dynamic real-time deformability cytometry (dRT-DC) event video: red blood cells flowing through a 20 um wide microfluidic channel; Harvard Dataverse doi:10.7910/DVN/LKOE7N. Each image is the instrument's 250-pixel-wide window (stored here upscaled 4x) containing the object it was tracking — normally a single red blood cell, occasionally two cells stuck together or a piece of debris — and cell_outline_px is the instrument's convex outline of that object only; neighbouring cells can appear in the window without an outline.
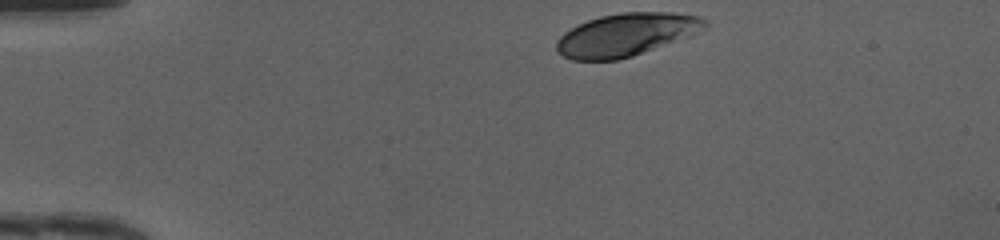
{"species": "human", "species_latin": "Homo sapiens", "temperature_condition": "cold", "stored_images_in_passage": 33, "camera_frame_rate_fps": 3000, "um_per_image_px": 0.085, "donor": {"sex": "female"}, "frame": {"image": 1, "passage_image": 1, "time_ms": 0.0, "image_size_px": [1000, 240], "cell_outline_px": [[708, 24], [700, 32], [632, 56], [616, 60], [572, 60], [556, 52], [556, 40], [564, 32], [588, 20], [600, 16], [620, 12], [672, 12], [700, 16], [708, 20]], "centroid_in_image_um": [53.23, 2.94], "position_along_channel_um": 31.8, "area_um2": 36.93}}
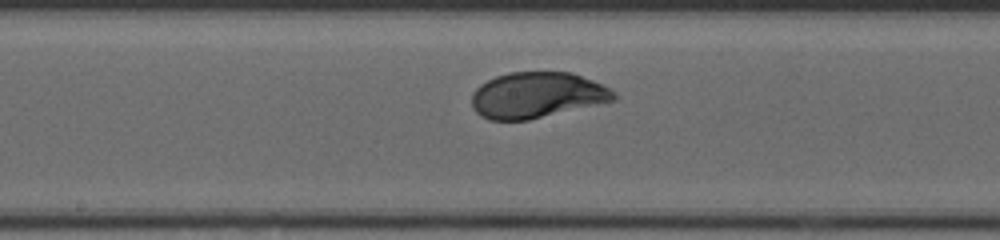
{"frame": {"image": 2, "passage_image": 18, "time_ms": 5.667, "image_size_px": [1000, 240], "cell_outline_px": [[616, 100], [528, 120], [488, 120], [480, 116], [472, 108], [472, 92], [480, 84], [496, 76], [508, 72], [572, 72], [592, 80], [616, 92]], "centroid_in_image_um": [45.61, 8.09], "position_along_channel_um": 202.6, "area_um2": 37.97}}
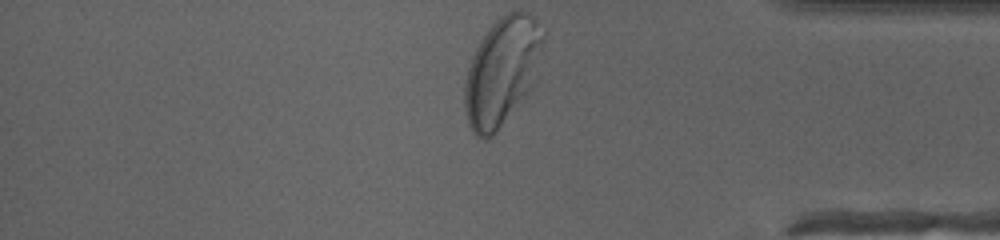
{"frame": {"image": 3, "passage_image": 33, "time_ms": 10.667, "image_size_px": [1000, 240], "cell_outline_px": [[544, 40], [536, 84], [496, 132], [488, 140], [484, 140], [476, 136], [472, 132], [468, 124], [464, 104], [464, 84], [468, 68], [472, 56], [476, 48], [488, 28], [504, 12], [532, 12], [544, 32]], "centroid_in_image_um": [42.69, 6.07], "position_along_channel_um": 392.5, "area_um2": 50.11}, "authors_computed_cell_mechanics": {"area_um2": 38.437, "velocity_mm_per_s": 4.1497, "shape_relaxation_time_tau1_ms": 2.695, "shape_relaxation_time_tau2_ms": null, "deformation_change_tau1": 0.163, "deformation_change_tau2": null}}